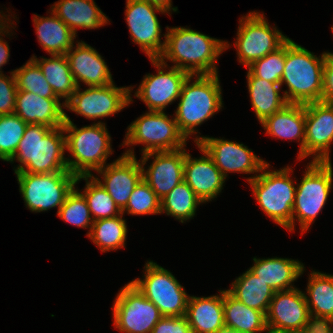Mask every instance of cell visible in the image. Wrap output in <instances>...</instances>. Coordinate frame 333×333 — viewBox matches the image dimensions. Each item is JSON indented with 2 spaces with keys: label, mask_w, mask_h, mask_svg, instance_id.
Here are the masks:
<instances>
[{
  "label": "cell",
  "mask_w": 333,
  "mask_h": 333,
  "mask_svg": "<svg viewBox=\"0 0 333 333\" xmlns=\"http://www.w3.org/2000/svg\"><path fill=\"white\" fill-rule=\"evenodd\" d=\"M165 48L159 59L190 75L218 74L217 61L231 47L228 41L216 39L189 27L166 26Z\"/></svg>",
  "instance_id": "cell-1"
},
{
  "label": "cell",
  "mask_w": 333,
  "mask_h": 333,
  "mask_svg": "<svg viewBox=\"0 0 333 333\" xmlns=\"http://www.w3.org/2000/svg\"><path fill=\"white\" fill-rule=\"evenodd\" d=\"M65 151L63 126L52 129L45 125L28 124L15 154L7 162L20 163L14 166V173L69 172Z\"/></svg>",
  "instance_id": "cell-2"
},
{
  "label": "cell",
  "mask_w": 333,
  "mask_h": 333,
  "mask_svg": "<svg viewBox=\"0 0 333 333\" xmlns=\"http://www.w3.org/2000/svg\"><path fill=\"white\" fill-rule=\"evenodd\" d=\"M221 88L218 74L189 75L185 80L174 118L187 140L195 135L193 140L198 143L202 135H197V128L224 107Z\"/></svg>",
  "instance_id": "cell-3"
},
{
  "label": "cell",
  "mask_w": 333,
  "mask_h": 333,
  "mask_svg": "<svg viewBox=\"0 0 333 333\" xmlns=\"http://www.w3.org/2000/svg\"><path fill=\"white\" fill-rule=\"evenodd\" d=\"M320 56L295 43L286 41L285 68L280 85L288 88L282 91L288 104H308L322 101L323 69L326 54Z\"/></svg>",
  "instance_id": "cell-4"
},
{
  "label": "cell",
  "mask_w": 333,
  "mask_h": 333,
  "mask_svg": "<svg viewBox=\"0 0 333 333\" xmlns=\"http://www.w3.org/2000/svg\"><path fill=\"white\" fill-rule=\"evenodd\" d=\"M63 129L66 151L70 153L67 168L75 176H92V171L102 169L113 154L112 139L106 123L101 120L78 128L65 114Z\"/></svg>",
  "instance_id": "cell-5"
},
{
  "label": "cell",
  "mask_w": 333,
  "mask_h": 333,
  "mask_svg": "<svg viewBox=\"0 0 333 333\" xmlns=\"http://www.w3.org/2000/svg\"><path fill=\"white\" fill-rule=\"evenodd\" d=\"M267 162L260 173L248 185L259 204V208L275 224L292 232V213L296 193V180L291 178L293 168L284 166L279 170H270ZM292 173V174H291Z\"/></svg>",
  "instance_id": "cell-6"
},
{
  "label": "cell",
  "mask_w": 333,
  "mask_h": 333,
  "mask_svg": "<svg viewBox=\"0 0 333 333\" xmlns=\"http://www.w3.org/2000/svg\"><path fill=\"white\" fill-rule=\"evenodd\" d=\"M171 116V118H170ZM164 111H147L127 127L122 146L127 150L122 154L135 157L132 146L142 145V155L148 152L171 151L187 147V139L179 131L174 114Z\"/></svg>",
  "instance_id": "cell-7"
},
{
  "label": "cell",
  "mask_w": 333,
  "mask_h": 333,
  "mask_svg": "<svg viewBox=\"0 0 333 333\" xmlns=\"http://www.w3.org/2000/svg\"><path fill=\"white\" fill-rule=\"evenodd\" d=\"M304 170L300 183H296L292 213V232L296 229L297 221L301 235L311 229L333 188L331 162H309Z\"/></svg>",
  "instance_id": "cell-8"
},
{
  "label": "cell",
  "mask_w": 333,
  "mask_h": 333,
  "mask_svg": "<svg viewBox=\"0 0 333 333\" xmlns=\"http://www.w3.org/2000/svg\"><path fill=\"white\" fill-rule=\"evenodd\" d=\"M142 277L130 282L159 309L162 316L186 315L190 295L169 270L148 260Z\"/></svg>",
  "instance_id": "cell-9"
},
{
  "label": "cell",
  "mask_w": 333,
  "mask_h": 333,
  "mask_svg": "<svg viewBox=\"0 0 333 333\" xmlns=\"http://www.w3.org/2000/svg\"><path fill=\"white\" fill-rule=\"evenodd\" d=\"M19 192L30 212L40 213L57 208L75 188L77 176L71 172L33 174L16 172Z\"/></svg>",
  "instance_id": "cell-10"
},
{
  "label": "cell",
  "mask_w": 333,
  "mask_h": 333,
  "mask_svg": "<svg viewBox=\"0 0 333 333\" xmlns=\"http://www.w3.org/2000/svg\"><path fill=\"white\" fill-rule=\"evenodd\" d=\"M267 20L260 11H250L239 19L234 46L238 62L246 68L281 47L289 39Z\"/></svg>",
  "instance_id": "cell-11"
},
{
  "label": "cell",
  "mask_w": 333,
  "mask_h": 333,
  "mask_svg": "<svg viewBox=\"0 0 333 333\" xmlns=\"http://www.w3.org/2000/svg\"><path fill=\"white\" fill-rule=\"evenodd\" d=\"M134 87H117L114 82L106 86L87 87L83 91L81 87H77L65 103V108L94 121L111 117L130 106Z\"/></svg>",
  "instance_id": "cell-12"
},
{
  "label": "cell",
  "mask_w": 333,
  "mask_h": 333,
  "mask_svg": "<svg viewBox=\"0 0 333 333\" xmlns=\"http://www.w3.org/2000/svg\"><path fill=\"white\" fill-rule=\"evenodd\" d=\"M113 326L120 333H151L163 317L131 282L120 288L112 306Z\"/></svg>",
  "instance_id": "cell-13"
},
{
  "label": "cell",
  "mask_w": 333,
  "mask_h": 333,
  "mask_svg": "<svg viewBox=\"0 0 333 333\" xmlns=\"http://www.w3.org/2000/svg\"><path fill=\"white\" fill-rule=\"evenodd\" d=\"M125 7V20L132 42L139 45L149 59L159 58L165 48L166 33L161 34L162 28L156 13L170 14L143 0H126Z\"/></svg>",
  "instance_id": "cell-14"
},
{
  "label": "cell",
  "mask_w": 333,
  "mask_h": 333,
  "mask_svg": "<svg viewBox=\"0 0 333 333\" xmlns=\"http://www.w3.org/2000/svg\"><path fill=\"white\" fill-rule=\"evenodd\" d=\"M149 60L157 73L144 75L133 96L143 101L148 111L165 112L166 107L179 98L182 86L190 74L164 64L159 58Z\"/></svg>",
  "instance_id": "cell-15"
},
{
  "label": "cell",
  "mask_w": 333,
  "mask_h": 333,
  "mask_svg": "<svg viewBox=\"0 0 333 333\" xmlns=\"http://www.w3.org/2000/svg\"><path fill=\"white\" fill-rule=\"evenodd\" d=\"M198 144L212 157L215 166L226 179L231 172L253 174L246 179L249 182L260 173L262 167L267 163L254 154L248 146L236 141L203 135Z\"/></svg>",
  "instance_id": "cell-16"
},
{
  "label": "cell",
  "mask_w": 333,
  "mask_h": 333,
  "mask_svg": "<svg viewBox=\"0 0 333 333\" xmlns=\"http://www.w3.org/2000/svg\"><path fill=\"white\" fill-rule=\"evenodd\" d=\"M152 163L145 167L148 160ZM142 179L162 200L184 180L185 147L171 151L148 152L139 159Z\"/></svg>",
  "instance_id": "cell-17"
},
{
  "label": "cell",
  "mask_w": 333,
  "mask_h": 333,
  "mask_svg": "<svg viewBox=\"0 0 333 333\" xmlns=\"http://www.w3.org/2000/svg\"><path fill=\"white\" fill-rule=\"evenodd\" d=\"M304 159L331 162L333 143V104L323 101L305 104Z\"/></svg>",
  "instance_id": "cell-18"
},
{
  "label": "cell",
  "mask_w": 333,
  "mask_h": 333,
  "mask_svg": "<svg viewBox=\"0 0 333 333\" xmlns=\"http://www.w3.org/2000/svg\"><path fill=\"white\" fill-rule=\"evenodd\" d=\"M309 314L302 290L295 287L277 291L266 313L268 333L303 331Z\"/></svg>",
  "instance_id": "cell-19"
},
{
  "label": "cell",
  "mask_w": 333,
  "mask_h": 333,
  "mask_svg": "<svg viewBox=\"0 0 333 333\" xmlns=\"http://www.w3.org/2000/svg\"><path fill=\"white\" fill-rule=\"evenodd\" d=\"M96 172L98 176H95L94 173L92 176L106 189L122 211L126 207L134 187L142 179L140 161L136 156L122 154Z\"/></svg>",
  "instance_id": "cell-20"
},
{
  "label": "cell",
  "mask_w": 333,
  "mask_h": 333,
  "mask_svg": "<svg viewBox=\"0 0 333 333\" xmlns=\"http://www.w3.org/2000/svg\"><path fill=\"white\" fill-rule=\"evenodd\" d=\"M196 146L203 155L199 158H193L185 147L184 181L204 204L222 193L226 178L204 148L198 143Z\"/></svg>",
  "instance_id": "cell-21"
},
{
  "label": "cell",
  "mask_w": 333,
  "mask_h": 333,
  "mask_svg": "<svg viewBox=\"0 0 333 333\" xmlns=\"http://www.w3.org/2000/svg\"><path fill=\"white\" fill-rule=\"evenodd\" d=\"M65 55L77 87H81L80 82L87 87L106 86L114 82L104 57L84 41L77 40Z\"/></svg>",
  "instance_id": "cell-22"
},
{
  "label": "cell",
  "mask_w": 333,
  "mask_h": 333,
  "mask_svg": "<svg viewBox=\"0 0 333 333\" xmlns=\"http://www.w3.org/2000/svg\"><path fill=\"white\" fill-rule=\"evenodd\" d=\"M65 104L59 98H43L32 92L17 90L15 111L26 124H40L49 128L62 127Z\"/></svg>",
  "instance_id": "cell-23"
},
{
  "label": "cell",
  "mask_w": 333,
  "mask_h": 333,
  "mask_svg": "<svg viewBox=\"0 0 333 333\" xmlns=\"http://www.w3.org/2000/svg\"><path fill=\"white\" fill-rule=\"evenodd\" d=\"M253 262L248 269L275 292L295 288L294 282L302 277L305 271L304 264L292 258L253 257Z\"/></svg>",
  "instance_id": "cell-24"
},
{
  "label": "cell",
  "mask_w": 333,
  "mask_h": 333,
  "mask_svg": "<svg viewBox=\"0 0 333 333\" xmlns=\"http://www.w3.org/2000/svg\"><path fill=\"white\" fill-rule=\"evenodd\" d=\"M265 134L272 138L299 142L298 161L304 160L305 105L287 104L282 110L261 122Z\"/></svg>",
  "instance_id": "cell-25"
},
{
  "label": "cell",
  "mask_w": 333,
  "mask_h": 333,
  "mask_svg": "<svg viewBox=\"0 0 333 333\" xmlns=\"http://www.w3.org/2000/svg\"><path fill=\"white\" fill-rule=\"evenodd\" d=\"M207 297L190 295L186 318L193 333H217L224 325V290Z\"/></svg>",
  "instance_id": "cell-26"
},
{
  "label": "cell",
  "mask_w": 333,
  "mask_h": 333,
  "mask_svg": "<svg viewBox=\"0 0 333 333\" xmlns=\"http://www.w3.org/2000/svg\"><path fill=\"white\" fill-rule=\"evenodd\" d=\"M50 10L57 15L76 35L77 29H99L110 20L94 0H59Z\"/></svg>",
  "instance_id": "cell-27"
},
{
  "label": "cell",
  "mask_w": 333,
  "mask_h": 333,
  "mask_svg": "<svg viewBox=\"0 0 333 333\" xmlns=\"http://www.w3.org/2000/svg\"><path fill=\"white\" fill-rule=\"evenodd\" d=\"M49 16L33 15L38 42L49 55H65L75 44L76 35L50 9Z\"/></svg>",
  "instance_id": "cell-28"
},
{
  "label": "cell",
  "mask_w": 333,
  "mask_h": 333,
  "mask_svg": "<svg viewBox=\"0 0 333 333\" xmlns=\"http://www.w3.org/2000/svg\"><path fill=\"white\" fill-rule=\"evenodd\" d=\"M246 74L250 102L260 123L288 104L279 83L255 77L249 70Z\"/></svg>",
  "instance_id": "cell-29"
},
{
  "label": "cell",
  "mask_w": 333,
  "mask_h": 333,
  "mask_svg": "<svg viewBox=\"0 0 333 333\" xmlns=\"http://www.w3.org/2000/svg\"><path fill=\"white\" fill-rule=\"evenodd\" d=\"M224 325L236 333H268L266 315L247 307L224 290Z\"/></svg>",
  "instance_id": "cell-30"
},
{
  "label": "cell",
  "mask_w": 333,
  "mask_h": 333,
  "mask_svg": "<svg viewBox=\"0 0 333 333\" xmlns=\"http://www.w3.org/2000/svg\"><path fill=\"white\" fill-rule=\"evenodd\" d=\"M234 298L247 307L262 311L265 315L275 291L255 276L249 269L243 272L226 289Z\"/></svg>",
  "instance_id": "cell-31"
},
{
  "label": "cell",
  "mask_w": 333,
  "mask_h": 333,
  "mask_svg": "<svg viewBox=\"0 0 333 333\" xmlns=\"http://www.w3.org/2000/svg\"><path fill=\"white\" fill-rule=\"evenodd\" d=\"M31 58L39 65L55 95L65 104L77 88L66 55L40 56V59L33 55Z\"/></svg>",
  "instance_id": "cell-32"
},
{
  "label": "cell",
  "mask_w": 333,
  "mask_h": 333,
  "mask_svg": "<svg viewBox=\"0 0 333 333\" xmlns=\"http://www.w3.org/2000/svg\"><path fill=\"white\" fill-rule=\"evenodd\" d=\"M119 216L95 220L88 238L100 249L101 252L117 251L126 248L127 221Z\"/></svg>",
  "instance_id": "cell-33"
},
{
  "label": "cell",
  "mask_w": 333,
  "mask_h": 333,
  "mask_svg": "<svg viewBox=\"0 0 333 333\" xmlns=\"http://www.w3.org/2000/svg\"><path fill=\"white\" fill-rule=\"evenodd\" d=\"M304 291L309 313L333 317V275L312 270Z\"/></svg>",
  "instance_id": "cell-34"
},
{
  "label": "cell",
  "mask_w": 333,
  "mask_h": 333,
  "mask_svg": "<svg viewBox=\"0 0 333 333\" xmlns=\"http://www.w3.org/2000/svg\"><path fill=\"white\" fill-rule=\"evenodd\" d=\"M203 202L183 180L161 200V214L174 217L181 223L189 222Z\"/></svg>",
  "instance_id": "cell-35"
},
{
  "label": "cell",
  "mask_w": 333,
  "mask_h": 333,
  "mask_svg": "<svg viewBox=\"0 0 333 333\" xmlns=\"http://www.w3.org/2000/svg\"><path fill=\"white\" fill-rule=\"evenodd\" d=\"M84 180V190H79L77 185L75 188L84 196L87 201L93 220L111 218L119 216L122 211L115 204L110 194L93 176H78L76 184ZM83 190V191H82Z\"/></svg>",
  "instance_id": "cell-36"
},
{
  "label": "cell",
  "mask_w": 333,
  "mask_h": 333,
  "mask_svg": "<svg viewBox=\"0 0 333 333\" xmlns=\"http://www.w3.org/2000/svg\"><path fill=\"white\" fill-rule=\"evenodd\" d=\"M17 90H24L38 94L43 98H58L48 84L39 65L30 59L14 71Z\"/></svg>",
  "instance_id": "cell-37"
},
{
  "label": "cell",
  "mask_w": 333,
  "mask_h": 333,
  "mask_svg": "<svg viewBox=\"0 0 333 333\" xmlns=\"http://www.w3.org/2000/svg\"><path fill=\"white\" fill-rule=\"evenodd\" d=\"M57 216L64 222L83 229H89L87 237L90 234L94 222L87 201L84 196L74 188L67 196L64 204L59 209Z\"/></svg>",
  "instance_id": "cell-38"
},
{
  "label": "cell",
  "mask_w": 333,
  "mask_h": 333,
  "mask_svg": "<svg viewBox=\"0 0 333 333\" xmlns=\"http://www.w3.org/2000/svg\"><path fill=\"white\" fill-rule=\"evenodd\" d=\"M27 125L15 113L0 116V160L7 162L15 154Z\"/></svg>",
  "instance_id": "cell-39"
},
{
  "label": "cell",
  "mask_w": 333,
  "mask_h": 333,
  "mask_svg": "<svg viewBox=\"0 0 333 333\" xmlns=\"http://www.w3.org/2000/svg\"><path fill=\"white\" fill-rule=\"evenodd\" d=\"M123 214L130 215H157L161 214V199L153 192L143 180L134 187Z\"/></svg>",
  "instance_id": "cell-40"
},
{
  "label": "cell",
  "mask_w": 333,
  "mask_h": 333,
  "mask_svg": "<svg viewBox=\"0 0 333 333\" xmlns=\"http://www.w3.org/2000/svg\"><path fill=\"white\" fill-rule=\"evenodd\" d=\"M286 42L263 58L254 61L246 69L255 77L263 80L281 83L282 73L285 68Z\"/></svg>",
  "instance_id": "cell-41"
},
{
  "label": "cell",
  "mask_w": 333,
  "mask_h": 333,
  "mask_svg": "<svg viewBox=\"0 0 333 333\" xmlns=\"http://www.w3.org/2000/svg\"><path fill=\"white\" fill-rule=\"evenodd\" d=\"M13 71L9 72L10 76L0 74V116L15 111L17 86Z\"/></svg>",
  "instance_id": "cell-42"
},
{
  "label": "cell",
  "mask_w": 333,
  "mask_h": 333,
  "mask_svg": "<svg viewBox=\"0 0 333 333\" xmlns=\"http://www.w3.org/2000/svg\"><path fill=\"white\" fill-rule=\"evenodd\" d=\"M151 333H193L186 316H163L153 327Z\"/></svg>",
  "instance_id": "cell-43"
},
{
  "label": "cell",
  "mask_w": 333,
  "mask_h": 333,
  "mask_svg": "<svg viewBox=\"0 0 333 333\" xmlns=\"http://www.w3.org/2000/svg\"><path fill=\"white\" fill-rule=\"evenodd\" d=\"M322 101L333 104V53L329 51L323 69Z\"/></svg>",
  "instance_id": "cell-44"
},
{
  "label": "cell",
  "mask_w": 333,
  "mask_h": 333,
  "mask_svg": "<svg viewBox=\"0 0 333 333\" xmlns=\"http://www.w3.org/2000/svg\"><path fill=\"white\" fill-rule=\"evenodd\" d=\"M303 331L305 333H332L333 317L309 314Z\"/></svg>",
  "instance_id": "cell-45"
},
{
  "label": "cell",
  "mask_w": 333,
  "mask_h": 333,
  "mask_svg": "<svg viewBox=\"0 0 333 333\" xmlns=\"http://www.w3.org/2000/svg\"><path fill=\"white\" fill-rule=\"evenodd\" d=\"M13 25V26H12ZM16 25L13 22L4 32L0 34V74L3 73L2 67L5 66L9 62L10 58V47L8 41H6L3 36L10 37L14 33L12 29H15ZM11 33V34H10Z\"/></svg>",
  "instance_id": "cell-46"
},
{
  "label": "cell",
  "mask_w": 333,
  "mask_h": 333,
  "mask_svg": "<svg viewBox=\"0 0 333 333\" xmlns=\"http://www.w3.org/2000/svg\"><path fill=\"white\" fill-rule=\"evenodd\" d=\"M143 1L151 3L152 5L165 10L170 15L172 14V12H178V7H173L172 0H143Z\"/></svg>",
  "instance_id": "cell-47"
},
{
  "label": "cell",
  "mask_w": 333,
  "mask_h": 333,
  "mask_svg": "<svg viewBox=\"0 0 333 333\" xmlns=\"http://www.w3.org/2000/svg\"><path fill=\"white\" fill-rule=\"evenodd\" d=\"M9 11H10V9L6 11V12H8V15L4 14L3 10H1V12H0V34L2 32H4L13 22H15L14 20H11V18L17 19V15L13 14V17H12V14L10 15ZM14 15H16V16H14ZM9 17H11V18H9Z\"/></svg>",
  "instance_id": "cell-48"
},
{
  "label": "cell",
  "mask_w": 333,
  "mask_h": 333,
  "mask_svg": "<svg viewBox=\"0 0 333 333\" xmlns=\"http://www.w3.org/2000/svg\"><path fill=\"white\" fill-rule=\"evenodd\" d=\"M217 333H236L234 330L224 327L221 330H219Z\"/></svg>",
  "instance_id": "cell-49"
},
{
  "label": "cell",
  "mask_w": 333,
  "mask_h": 333,
  "mask_svg": "<svg viewBox=\"0 0 333 333\" xmlns=\"http://www.w3.org/2000/svg\"><path fill=\"white\" fill-rule=\"evenodd\" d=\"M278 333H305L304 331L278 332Z\"/></svg>",
  "instance_id": "cell-50"
}]
</instances>
